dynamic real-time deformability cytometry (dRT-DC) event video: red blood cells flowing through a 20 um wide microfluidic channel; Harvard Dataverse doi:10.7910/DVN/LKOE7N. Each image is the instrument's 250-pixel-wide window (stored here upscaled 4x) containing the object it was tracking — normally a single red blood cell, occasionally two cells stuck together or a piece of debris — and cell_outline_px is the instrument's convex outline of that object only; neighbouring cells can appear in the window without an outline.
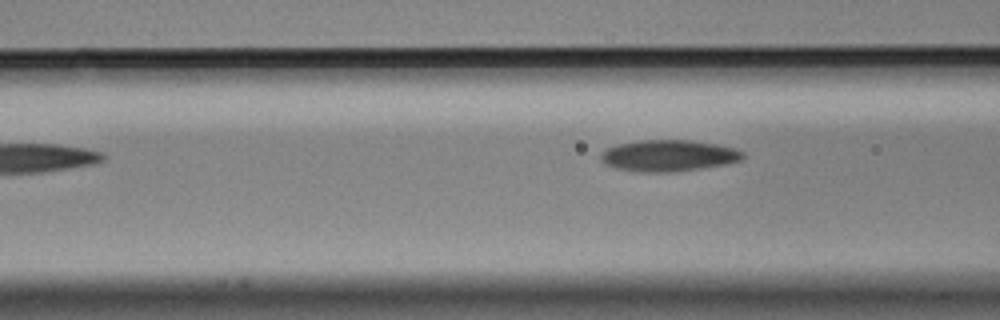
{"species": "Egyptian fruit bat (a non-hibernating species)", "species_latin": "Rousettus aegyptiacus", "temperature_condition": "cold", "stored_images_in_passage": 6, "camera_frame_rate_fps": 3000, "um_per_image_px": 0.085, "animal": {"sex": "male"}, "frame": {"image": 1, "passage_image": 6, "time_ms": 1.667, "image_size_px": [1000, 320], "cell_outline_px": [[744, 156], [740, 160], [728, 164], [672, 172], [640, 172], [616, 168], [604, 164], [600, 160], [600, 152], [616, 144], [640, 140], [688, 140], [716, 144], [736, 148], [744, 152]], "centroid_in_image_um": [56.8, 13.23], "position_along_channel_um": 109.8, "area_um2": 26.13}}